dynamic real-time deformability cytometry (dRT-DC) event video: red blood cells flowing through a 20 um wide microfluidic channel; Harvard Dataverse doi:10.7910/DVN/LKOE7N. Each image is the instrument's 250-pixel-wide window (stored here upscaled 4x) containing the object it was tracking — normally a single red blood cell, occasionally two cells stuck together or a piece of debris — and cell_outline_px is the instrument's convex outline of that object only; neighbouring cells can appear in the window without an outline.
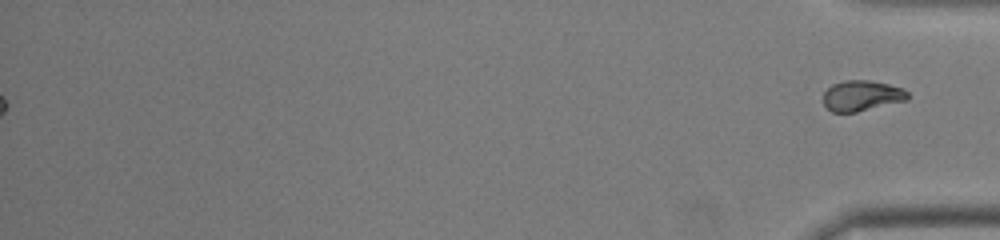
{"species": "common noctule bat (a hibernating species)", "species_latin": "Nyctalus noctula", "temperature_condition": "room temperature", "stored_images_in_passage": 48, "segment_of_instrument_passage": [2, 2], "camera_frame_rate_fps": 3000, "um_per_image_px": 0.085, "animal": {"sex": "female", "body_mass_g": 22.0, "forearm_length_mm": 56.7}, "frame": {"image": 1, "passage_image": 48, "time_ms": 15.667, "image_size_px": [1000, 240], "cell_outline_px": [[908, 100], [856, 112], [832, 112], [824, 104], [824, 92], [832, 84], [844, 80], [868, 80], [888, 84], [904, 88], [908, 92]], "centroid_in_image_um": [73.27, 8.13], "position_along_channel_um": 361.9, "area_um2": 15.03}}